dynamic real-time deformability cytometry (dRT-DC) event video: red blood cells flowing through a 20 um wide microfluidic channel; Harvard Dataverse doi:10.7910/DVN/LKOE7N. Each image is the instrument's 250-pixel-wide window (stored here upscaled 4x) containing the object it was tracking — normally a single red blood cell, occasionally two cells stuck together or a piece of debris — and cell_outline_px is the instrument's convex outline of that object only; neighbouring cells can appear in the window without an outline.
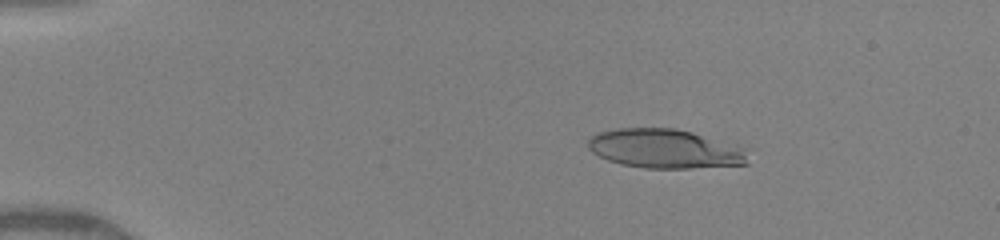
{"species": "human", "species_latin": "Homo sapiens", "temperature_condition": "warm", "stored_images_in_passage": 62, "camera_frame_rate_fps": 3000, "um_per_image_px": 0.085, "donor": {"sex": "female"}, "frame": {"image": 1, "passage_image": 13, "time_ms": 2.667, "image_size_px": [1000, 240], "cell_outline_px": [[752, 148], [748, 164], [692, 168], [644, 168], [620, 164], [608, 160], [592, 152], [588, 148], [588, 140], [592, 136], [600, 132], [616, 128], [676, 128], [692, 132]], "centroid_in_image_um": [56.64, 12.64], "position_along_channel_um": 28.4, "area_um2": 37.17}}
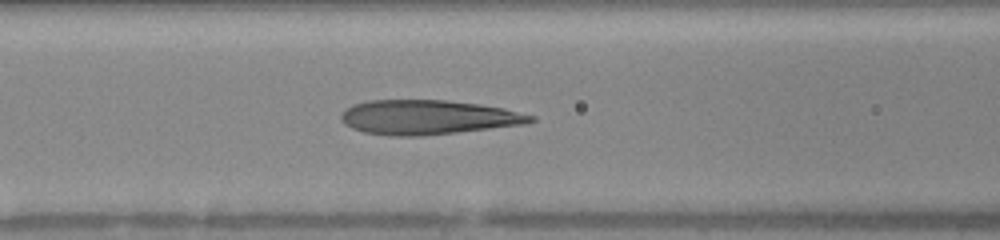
{"frame": {"image": 2, "passage_image": 34, "time_ms": 7.0, "image_size_px": [1000, 240], "cell_outline_px": [[536, 120], [524, 124], [456, 132], [420, 136], [388, 136], [364, 132], [352, 128], [344, 124], [340, 120], [340, 116], [352, 104], [368, 100], [448, 100], [480, 104], [504, 108], [536, 116]], "centroid_in_image_um": [36.36, 9.96], "position_along_channel_um": 130.2, "area_um2": 38.09}}
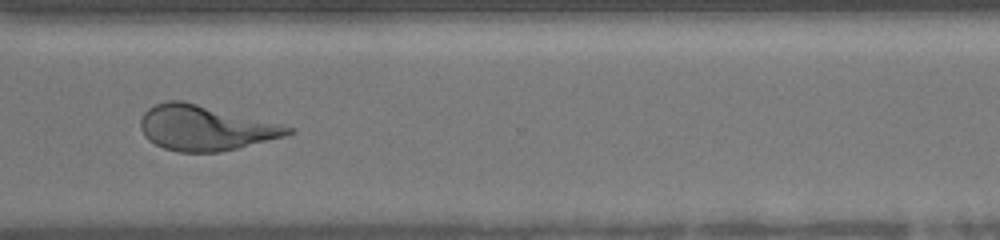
{"frame": {"image": 3, "passage_image": 61, "time_ms": 12.333, "image_size_px": [1000, 240], "cell_outline_px": [[296, 132], [284, 136], [220, 152], [180, 152], [164, 148], [148, 140], [144, 136], [140, 128], [140, 120], [144, 112], [148, 108], [156, 104], [168, 100], [180, 100], [280, 124], [292, 128]], "centroid_in_image_um": [17.38, 10.88], "position_along_channel_um": 353.2, "area_um2": 38.15}}